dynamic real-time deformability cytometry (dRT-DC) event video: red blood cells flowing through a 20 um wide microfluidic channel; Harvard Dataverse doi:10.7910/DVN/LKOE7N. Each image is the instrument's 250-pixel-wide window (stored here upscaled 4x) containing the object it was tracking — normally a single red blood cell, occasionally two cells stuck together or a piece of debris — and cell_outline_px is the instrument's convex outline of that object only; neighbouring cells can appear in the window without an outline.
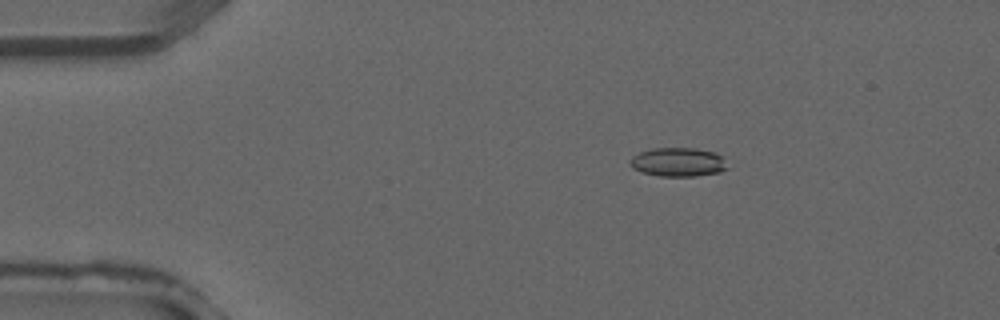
{"species": "common noctule bat (a hibernating species)", "species_latin": "Nyctalus noctula", "temperature_condition": "warm", "stored_images_in_passage": 38, "camera_frame_rate_fps": 3000, "um_per_image_px": 0.085, "animal": {"sex": "male", "forearm_length_mm": 52.5}, "frame": {"image": 1, "passage_image": 6, "time_ms": 1.667, "image_size_px": [1000, 320], "cell_outline_px": [[728, 168], [720, 172], [696, 176], [660, 176], [640, 172], [632, 168], [628, 160], [632, 156], [640, 152], [652, 148], [696, 148], [716, 152], [720, 156]], "centroid_in_image_um": [57.6, 13.78], "position_along_channel_um": 27.4, "area_um2": 16.47}}
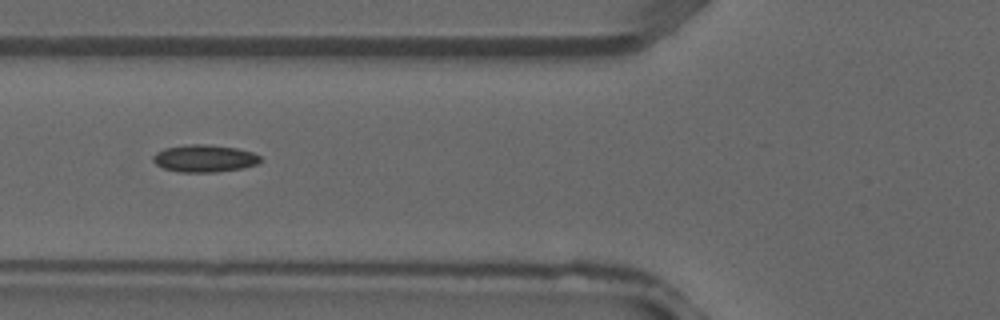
{"frame": {"image": 2, "passage_image": 14, "time_ms": 4.333, "image_size_px": [1000, 320], "cell_outline_px": [[260, 160], [256, 164], [244, 168], [216, 172], [180, 172], [164, 168], [156, 164], [152, 160], [152, 156], [156, 152], [164, 148], [188, 144], [208, 144], [236, 148], [252, 152], [260, 156]], "centroid_in_image_um": [17.35, 13.46], "position_along_channel_um": 108.4, "area_um2": 17.11}}
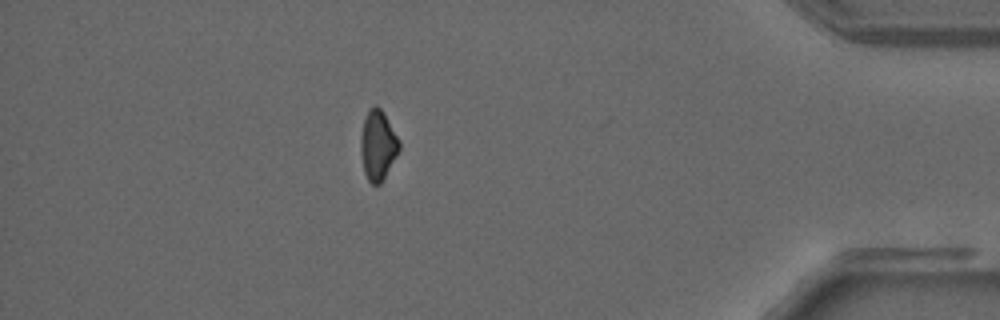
{"frame": {"image": 3, "passage_image": 33, "time_ms": 10.667, "image_size_px": [1000, 320], "cell_outline_px": [[400, 148], [384, 180], [380, 184], [372, 184], [368, 180], [364, 172], [360, 152], [360, 136], [364, 120], [368, 108], [376, 104], [380, 108], [400, 140]], "centroid_in_image_um": [32.11, 12.35], "position_along_channel_um": 403.1, "area_um2": 15.78}}